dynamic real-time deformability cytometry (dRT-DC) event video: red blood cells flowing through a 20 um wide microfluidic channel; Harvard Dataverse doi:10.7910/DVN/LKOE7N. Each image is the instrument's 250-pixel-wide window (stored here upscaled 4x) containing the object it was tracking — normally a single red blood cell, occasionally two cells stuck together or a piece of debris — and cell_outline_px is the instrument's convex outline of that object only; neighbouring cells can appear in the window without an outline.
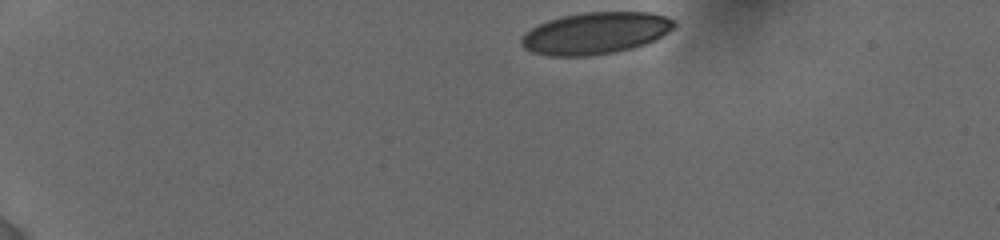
{"species": "human", "species_latin": "Homo sapiens", "temperature_condition": "cold", "stored_images_in_passage": 49, "camera_frame_rate_fps": 3000, "um_per_image_px": 0.085, "donor": {"sex": "female"}, "frame": {"image": 1, "passage_image": 1, "time_ms": 0.0, "image_size_px": [1000, 240], "cell_outline_px": [[676, 24], [668, 32], [656, 40], [648, 44], [616, 52], [592, 56], [548, 56], [532, 52], [524, 48], [520, 44], [520, 40], [532, 28], [548, 20], [564, 16], [584, 12], [652, 12], [668, 16]], "centroid_in_image_um": [50.65, 2.83], "position_along_channel_um": 34.3, "area_um2": 37.4}}
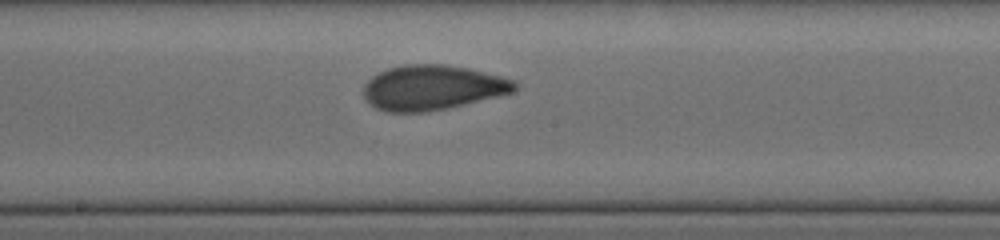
{"frame": {"image": 2, "passage_image": 27, "time_ms": 7.0, "image_size_px": [1000, 240], "cell_outline_px": [[520, 84], [512, 92], [448, 108], [424, 112], [388, 112], [376, 108], [364, 96], [364, 84], [372, 76], [388, 68], [404, 64], [444, 64], [468, 68], [516, 80]], "centroid_in_image_um": [36.76, 7.43], "position_along_channel_um": 211.4, "area_um2": 39.36}}
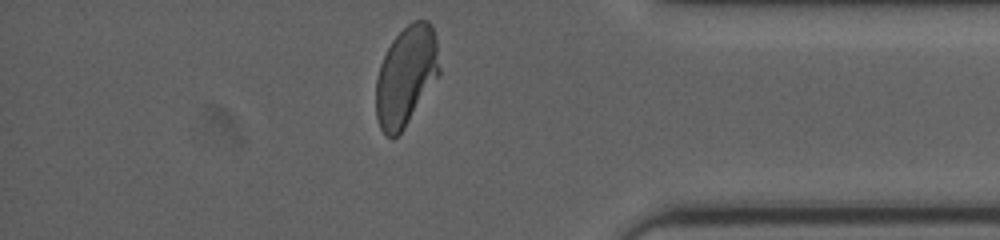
{"frame": {"image": 3, "passage_image": 47, "time_ms": 12.333, "image_size_px": [1000, 240], "cell_outline_px": [[440, 76], [404, 128], [392, 140], [380, 128], [376, 116], [376, 80], [380, 64], [392, 40], [412, 20], [428, 20], [432, 24], [436, 40], [440, 68]], "centroid_in_image_um": [34.53, 6.46], "position_along_channel_um": 400.7, "area_um2": 36.93}, "authors_computed_cell_mechanics": {"area_um2": 38.3792, "velocity_mm_per_s": 3.8442, "shape_relaxation_time_tau1_ms": 4.3281, "shape_relaxation_time_tau2_ms": 0.8818, "deformation_change_tau1": 0.1714, "deformation_change_tau2": 0.0597}}